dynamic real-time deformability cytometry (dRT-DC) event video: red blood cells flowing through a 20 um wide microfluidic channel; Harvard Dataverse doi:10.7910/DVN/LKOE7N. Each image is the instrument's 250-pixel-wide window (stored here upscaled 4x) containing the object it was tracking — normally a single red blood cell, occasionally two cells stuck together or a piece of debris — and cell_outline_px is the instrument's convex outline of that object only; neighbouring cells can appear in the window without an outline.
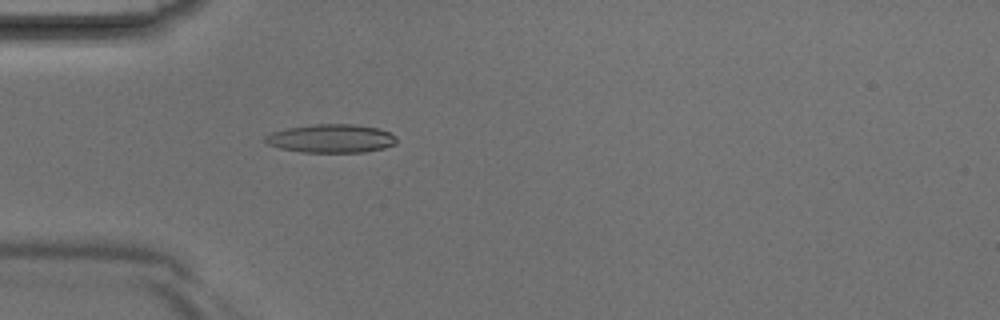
{"species": "Egyptian fruit bat (a non-hibernating species)", "species_latin": "Rousettus aegyptiacus", "temperature_condition": "room temperature", "stored_images_in_passage": 26, "camera_frame_rate_fps": 3000, "um_per_image_px": 0.085, "animal": {"sex": "male"}, "frame": {"image": 1, "passage_image": 1, "time_ms": 0.0, "image_size_px": [1000, 320], "cell_outline_px": [[396, 144], [384, 148], [364, 152], [300, 152], [280, 148], [268, 144], [264, 140], [264, 136], [272, 132], [288, 128], [316, 124], [352, 124], [376, 128], [392, 132], [396, 136]], "centroid_in_image_um": [28.17, 11.77], "position_along_channel_um": 56.8, "area_um2": 21.79}}
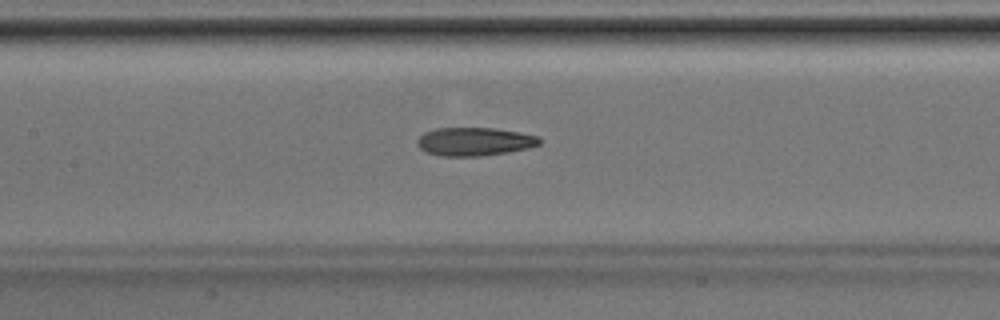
{"frame": {"image": 2, "passage_image": 8, "time_ms": 2.333, "image_size_px": [1000, 320], "cell_outline_px": [[540, 144], [528, 148], [508, 152], [480, 156], [440, 156], [428, 152], [420, 148], [416, 144], [416, 140], [424, 132], [436, 128], [496, 128], [520, 132], [540, 136]], "centroid_in_image_um": [40.33, 12.03], "position_along_channel_um": 167.1, "area_um2": 20.29}}